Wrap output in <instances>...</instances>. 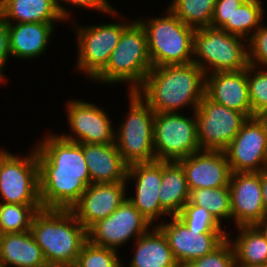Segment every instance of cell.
<instances>
[{"label": "cell", "mask_w": 267, "mask_h": 267, "mask_svg": "<svg viewBox=\"0 0 267 267\" xmlns=\"http://www.w3.org/2000/svg\"><path fill=\"white\" fill-rule=\"evenodd\" d=\"M48 131L37 143L39 196L43 209H71L90 185L82 143Z\"/></svg>", "instance_id": "obj_1"}, {"label": "cell", "mask_w": 267, "mask_h": 267, "mask_svg": "<svg viewBox=\"0 0 267 267\" xmlns=\"http://www.w3.org/2000/svg\"><path fill=\"white\" fill-rule=\"evenodd\" d=\"M206 74L191 62L152 67L136 91L154 112L190 113L205 95ZM188 108V109H187Z\"/></svg>", "instance_id": "obj_2"}, {"label": "cell", "mask_w": 267, "mask_h": 267, "mask_svg": "<svg viewBox=\"0 0 267 267\" xmlns=\"http://www.w3.org/2000/svg\"><path fill=\"white\" fill-rule=\"evenodd\" d=\"M31 232L50 265H75L87 230L70 209H41L31 223Z\"/></svg>", "instance_id": "obj_3"}, {"label": "cell", "mask_w": 267, "mask_h": 267, "mask_svg": "<svg viewBox=\"0 0 267 267\" xmlns=\"http://www.w3.org/2000/svg\"><path fill=\"white\" fill-rule=\"evenodd\" d=\"M151 68L145 30L141 23L134 19L123 30L106 67L91 82L109 87L115 84L120 87L126 85V92H136Z\"/></svg>", "instance_id": "obj_4"}, {"label": "cell", "mask_w": 267, "mask_h": 267, "mask_svg": "<svg viewBox=\"0 0 267 267\" xmlns=\"http://www.w3.org/2000/svg\"><path fill=\"white\" fill-rule=\"evenodd\" d=\"M119 9L106 14L115 19L107 23L79 24L77 19L69 22L76 42V62L73 72L83 74L89 83L106 67L110 55L119 43L123 30L134 20L125 16ZM123 14V15H122ZM128 18V19H127ZM120 21V22H119ZM115 22V23H114ZM71 23V24H70Z\"/></svg>", "instance_id": "obj_5"}, {"label": "cell", "mask_w": 267, "mask_h": 267, "mask_svg": "<svg viewBox=\"0 0 267 267\" xmlns=\"http://www.w3.org/2000/svg\"><path fill=\"white\" fill-rule=\"evenodd\" d=\"M166 8L159 17L136 18L147 36L152 67L193 62L195 29L184 24L168 7Z\"/></svg>", "instance_id": "obj_6"}, {"label": "cell", "mask_w": 267, "mask_h": 267, "mask_svg": "<svg viewBox=\"0 0 267 267\" xmlns=\"http://www.w3.org/2000/svg\"><path fill=\"white\" fill-rule=\"evenodd\" d=\"M128 110L115 125V144L123 160L133 163L156 161L154 151V110L137 92H126Z\"/></svg>", "instance_id": "obj_7"}, {"label": "cell", "mask_w": 267, "mask_h": 267, "mask_svg": "<svg viewBox=\"0 0 267 267\" xmlns=\"http://www.w3.org/2000/svg\"><path fill=\"white\" fill-rule=\"evenodd\" d=\"M193 63L206 75L247 69L248 40L222 28L208 26L195 29Z\"/></svg>", "instance_id": "obj_8"}, {"label": "cell", "mask_w": 267, "mask_h": 267, "mask_svg": "<svg viewBox=\"0 0 267 267\" xmlns=\"http://www.w3.org/2000/svg\"><path fill=\"white\" fill-rule=\"evenodd\" d=\"M21 155L0 147V202L41 205L36 147Z\"/></svg>", "instance_id": "obj_9"}, {"label": "cell", "mask_w": 267, "mask_h": 267, "mask_svg": "<svg viewBox=\"0 0 267 267\" xmlns=\"http://www.w3.org/2000/svg\"><path fill=\"white\" fill-rule=\"evenodd\" d=\"M200 150L194 111L189 115L185 112H155L154 151L156 160L179 161Z\"/></svg>", "instance_id": "obj_10"}, {"label": "cell", "mask_w": 267, "mask_h": 267, "mask_svg": "<svg viewBox=\"0 0 267 267\" xmlns=\"http://www.w3.org/2000/svg\"><path fill=\"white\" fill-rule=\"evenodd\" d=\"M96 104L85 99L70 98L66 100L64 113H66V122L69 129L68 132L66 130L64 133L63 130L60 132L61 134L59 132L57 134L63 139L75 143H115L114 117L112 119L104 106Z\"/></svg>", "instance_id": "obj_11"}, {"label": "cell", "mask_w": 267, "mask_h": 267, "mask_svg": "<svg viewBox=\"0 0 267 267\" xmlns=\"http://www.w3.org/2000/svg\"><path fill=\"white\" fill-rule=\"evenodd\" d=\"M201 150H224L248 117L212 101L206 94L194 111Z\"/></svg>", "instance_id": "obj_12"}, {"label": "cell", "mask_w": 267, "mask_h": 267, "mask_svg": "<svg viewBox=\"0 0 267 267\" xmlns=\"http://www.w3.org/2000/svg\"><path fill=\"white\" fill-rule=\"evenodd\" d=\"M161 184L162 161L156 160L128 165L127 198L152 226H158L170 217L161 207L159 201L158 194Z\"/></svg>", "instance_id": "obj_13"}, {"label": "cell", "mask_w": 267, "mask_h": 267, "mask_svg": "<svg viewBox=\"0 0 267 267\" xmlns=\"http://www.w3.org/2000/svg\"><path fill=\"white\" fill-rule=\"evenodd\" d=\"M152 225L128 198L108 217L87 230L88 240L95 245L120 250L147 232Z\"/></svg>", "instance_id": "obj_14"}, {"label": "cell", "mask_w": 267, "mask_h": 267, "mask_svg": "<svg viewBox=\"0 0 267 267\" xmlns=\"http://www.w3.org/2000/svg\"><path fill=\"white\" fill-rule=\"evenodd\" d=\"M223 151L232 173L267 169V118H248Z\"/></svg>", "instance_id": "obj_15"}, {"label": "cell", "mask_w": 267, "mask_h": 267, "mask_svg": "<svg viewBox=\"0 0 267 267\" xmlns=\"http://www.w3.org/2000/svg\"><path fill=\"white\" fill-rule=\"evenodd\" d=\"M180 267L204 257L226 238L227 230L189 229L177 216H170L158 225Z\"/></svg>", "instance_id": "obj_16"}, {"label": "cell", "mask_w": 267, "mask_h": 267, "mask_svg": "<svg viewBox=\"0 0 267 267\" xmlns=\"http://www.w3.org/2000/svg\"><path fill=\"white\" fill-rule=\"evenodd\" d=\"M229 188L234 227L253 226L265 217L261 171L232 173Z\"/></svg>", "instance_id": "obj_17"}, {"label": "cell", "mask_w": 267, "mask_h": 267, "mask_svg": "<svg viewBox=\"0 0 267 267\" xmlns=\"http://www.w3.org/2000/svg\"><path fill=\"white\" fill-rule=\"evenodd\" d=\"M126 199V182L92 183L70 210L88 230L97 221L111 215Z\"/></svg>", "instance_id": "obj_18"}, {"label": "cell", "mask_w": 267, "mask_h": 267, "mask_svg": "<svg viewBox=\"0 0 267 267\" xmlns=\"http://www.w3.org/2000/svg\"><path fill=\"white\" fill-rule=\"evenodd\" d=\"M178 162L189 190L229 186L232 171L222 150H200Z\"/></svg>", "instance_id": "obj_19"}, {"label": "cell", "mask_w": 267, "mask_h": 267, "mask_svg": "<svg viewBox=\"0 0 267 267\" xmlns=\"http://www.w3.org/2000/svg\"><path fill=\"white\" fill-rule=\"evenodd\" d=\"M205 94L214 102L253 117L249 99L247 69L206 75Z\"/></svg>", "instance_id": "obj_20"}, {"label": "cell", "mask_w": 267, "mask_h": 267, "mask_svg": "<svg viewBox=\"0 0 267 267\" xmlns=\"http://www.w3.org/2000/svg\"><path fill=\"white\" fill-rule=\"evenodd\" d=\"M11 58L28 62L44 56L56 36V23H7Z\"/></svg>", "instance_id": "obj_21"}, {"label": "cell", "mask_w": 267, "mask_h": 267, "mask_svg": "<svg viewBox=\"0 0 267 267\" xmlns=\"http://www.w3.org/2000/svg\"><path fill=\"white\" fill-rule=\"evenodd\" d=\"M82 148L90 184L126 182L128 164L123 160L115 143L82 144Z\"/></svg>", "instance_id": "obj_22"}, {"label": "cell", "mask_w": 267, "mask_h": 267, "mask_svg": "<svg viewBox=\"0 0 267 267\" xmlns=\"http://www.w3.org/2000/svg\"><path fill=\"white\" fill-rule=\"evenodd\" d=\"M132 249L127 267H180L158 226H152L137 238Z\"/></svg>", "instance_id": "obj_23"}, {"label": "cell", "mask_w": 267, "mask_h": 267, "mask_svg": "<svg viewBox=\"0 0 267 267\" xmlns=\"http://www.w3.org/2000/svg\"><path fill=\"white\" fill-rule=\"evenodd\" d=\"M0 261L5 267H44L47 265L31 230L1 234Z\"/></svg>", "instance_id": "obj_24"}, {"label": "cell", "mask_w": 267, "mask_h": 267, "mask_svg": "<svg viewBox=\"0 0 267 267\" xmlns=\"http://www.w3.org/2000/svg\"><path fill=\"white\" fill-rule=\"evenodd\" d=\"M0 16L6 23H66L55 0H0Z\"/></svg>", "instance_id": "obj_25"}, {"label": "cell", "mask_w": 267, "mask_h": 267, "mask_svg": "<svg viewBox=\"0 0 267 267\" xmlns=\"http://www.w3.org/2000/svg\"><path fill=\"white\" fill-rule=\"evenodd\" d=\"M158 195L161 207L170 216H177L189 201L186 175L178 161H162V184Z\"/></svg>", "instance_id": "obj_26"}, {"label": "cell", "mask_w": 267, "mask_h": 267, "mask_svg": "<svg viewBox=\"0 0 267 267\" xmlns=\"http://www.w3.org/2000/svg\"><path fill=\"white\" fill-rule=\"evenodd\" d=\"M234 231H237L236 237L227 230V238L233 246L235 262L243 265L267 264V241L261 232L254 225L237 226Z\"/></svg>", "instance_id": "obj_27"}, {"label": "cell", "mask_w": 267, "mask_h": 267, "mask_svg": "<svg viewBox=\"0 0 267 267\" xmlns=\"http://www.w3.org/2000/svg\"><path fill=\"white\" fill-rule=\"evenodd\" d=\"M188 202L206 208L208 212L211 213L215 217V219L224 227L226 226L225 223L231 222V201L229 186L190 190V197Z\"/></svg>", "instance_id": "obj_28"}, {"label": "cell", "mask_w": 267, "mask_h": 267, "mask_svg": "<svg viewBox=\"0 0 267 267\" xmlns=\"http://www.w3.org/2000/svg\"><path fill=\"white\" fill-rule=\"evenodd\" d=\"M168 1L167 7L184 24L194 29L211 26L217 0Z\"/></svg>", "instance_id": "obj_29"}, {"label": "cell", "mask_w": 267, "mask_h": 267, "mask_svg": "<svg viewBox=\"0 0 267 267\" xmlns=\"http://www.w3.org/2000/svg\"><path fill=\"white\" fill-rule=\"evenodd\" d=\"M42 205H23L1 202L0 235L31 230L34 215Z\"/></svg>", "instance_id": "obj_30"}, {"label": "cell", "mask_w": 267, "mask_h": 267, "mask_svg": "<svg viewBox=\"0 0 267 267\" xmlns=\"http://www.w3.org/2000/svg\"><path fill=\"white\" fill-rule=\"evenodd\" d=\"M264 5L263 0H245L233 14V34L248 40L265 21Z\"/></svg>", "instance_id": "obj_31"}, {"label": "cell", "mask_w": 267, "mask_h": 267, "mask_svg": "<svg viewBox=\"0 0 267 267\" xmlns=\"http://www.w3.org/2000/svg\"><path fill=\"white\" fill-rule=\"evenodd\" d=\"M249 99L253 117H267V67H247Z\"/></svg>", "instance_id": "obj_32"}, {"label": "cell", "mask_w": 267, "mask_h": 267, "mask_svg": "<svg viewBox=\"0 0 267 267\" xmlns=\"http://www.w3.org/2000/svg\"><path fill=\"white\" fill-rule=\"evenodd\" d=\"M120 251L98 246L87 240L81 248L75 267H115L123 256ZM122 257V258H121Z\"/></svg>", "instance_id": "obj_33"}, {"label": "cell", "mask_w": 267, "mask_h": 267, "mask_svg": "<svg viewBox=\"0 0 267 267\" xmlns=\"http://www.w3.org/2000/svg\"><path fill=\"white\" fill-rule=\"evenodd\" d=\"M177 217L189 228L195 230H227L206 208L187 202ZM226 228V229H225Z\"/></svg>", "instance_id": "obj_34"}, {"label": "cell", "mask_w": 267, "mask_h": 267, "mask_svg": "<svg viewBox=\"0 0 267 267\" xmlns=\"http://www.w3.org/2000/svg\"><path fill=\"white\" fill-rule=\"evenodd\" d=\"M109 1L110 0H55V4L60 15L66 23H69L74 20V14L77 13L73 12L72 8L77 7L76 9L83 11L85 9L86 11L91 10L92 12L95 11L101 15L103 14L104 16V14H108L116 8V6H113L111 4L112 2Z\"/></svg>", "instance_id": "obj_35"}, {"label": "cell", "mask_w": 267, "mask_h": 267, "mask_svg": "<svg viewBox=\"0 0 267 267\" xmlns=\"http://www.w3.org/2000/svg\"><path fill=\"white\" fill-rule=\"evenodd\" d=\"M235 254L231 242L226 238L216 249L204 257L182 267H234Z\"/></svg>", "instance_id": "obj_36"}, {"label": "cell", "mask_w": 267, "mask_h": 267, "mask_svg": "<svg viewBox=\"0 0 267 267\" xmlns=\"http://www.w3.org/2000/svg\"><path fill=\"white\" fill-rule=\"evenodd\" d=\"M267 22L255 31L248 39L249 65L267 67Z\"/></svg>", "instance_id": "obj_37"}, {"label": "cell", "mask_w": 267, "mask_h": 267, "mask_svg": "<svg viewBox=\"0 0 267 267\" xmlns=\"http://www.w3.org/2000/svg\"><path fill=\"white\" fill-rule=\"evenodd\" d=\"M245 0H217L212 16V27L233 34V14Z\"/></svg>", "instance_id": "obj_38"}, {"label": "cell", "mask_w": 267, "mask_h": 267, "mask_svg": "<svg viewBox=\"0 0 267 267\" xmlns=\"http://www.w3.org/2000/svg\"><path fill=\"white\" fill-rule=\"evenodd\" d=\"M10 58L8 25L0 16V62L7 68Z\"/></svg>", "instance_id": "obj_39"}, {"label": "cell", "mask_w": 267, "mask_h": 267, "mask_svg": "<svg viewBox=\"0 0 267 267\" xmlns=\"http://www.w3.org/2000/svg\"><path fill=\"white\" fill-rule=\"evenodd\" d=\"M261 191L265 216H267V169L261 171Z\"/></svg>", "instance_id": "obj_40"}, {"label": "cell", "mask_w": 267, "mask_h": 267, "mask_svg": "<svg viewBox=\"0 0 267 267\" xmlns=\"http://www.w3.org/2000/svg\"><path fill=\"white\" fill-rule=\"evenodd\" d=\"M264 236L267 241V216L263 217L259 222L254 225Z\"/></svg>", "instance_id": "obj_41"}, {"label": "cell", "mask_w": 267, "mask_h": 267, "mask_svg": "<svg viewBox=\"0 0 267 267\" xmlns=\"http://www.w3.org/2000/svg\"><path fill=\"white\" fill-rule=\"evenodd\" d=\"M5 69L6 67L0 62V86L7 84V81H8V76L5 74L6 72L4 71Z\"/></svg>", "instance_id": "obj_42"}, {"label": "cell", "mask_w": 267, "mask_h": 267, "mask_svg": "<svg viewBox=\"0 0 267 267\" xmlns=\"http://www.w3.org/2000/svg\"><path fill=\"white\" fill-rule=\"evenodd\" d=\"M234 267H267V264L243 265V264L235 263Z\"/></svg>", "instance_id": "obj_43"}, {"label": "cell", "mask_w": 267, "mask_h": 267, "mask_svg": "<svg viewBox=\"0 0 267 267\" xmlns=\"http://www.w3.org/2000/svg\"><path fill=\"white\" fill-rule=\"evenodd\" d=\"M127 261H121L118 265H116L115 267H126V265H125V263H126Z\"/></svg>", "instance_id": "obj_44"}, {"label": "cell", "mask_w": 267, "mask_h": 267, "mask_svg": "<svg viewBox=\"0 0 267 267\" xmlns=\"http://www.w3.org/2000/svg\"><path fill=\"white\" fill-rule=\"evenodd\" d=\"M44 267H59V266L47 264V265L44 266Z\"/></svg>", "instance_id": "obj_45"}, {"label": "cell", "mask_w": 267, "mask_h": 267, "mask_svg": "<svg viewBox=\"0 0 267 267\" xmlns=\"http://www.w3.org/2000/svg\"><path fill=\"white\" fill-rule=\"evenodd\" d=\"M59 267H75L74 265H68V266H59Z\"/></svg>", "instance_id": "obj_46"}, {"label": "cell", "mask_w": 267, "mask_h": 267, "mask_svg": "<svg viewBox=\"0 0 267 267\" xmlns=\"http://www.w3.org/2000/svg\"><path fill=\"white\" fill-rule=\"evenodd\" d=\"M0 267H5L1 261H0Z\"/></svg>", "instance_id": "obj_47"}]
</instances>
